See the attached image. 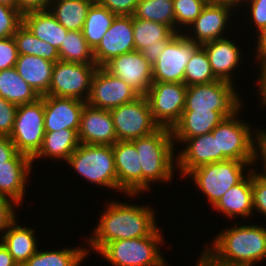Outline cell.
Returning a JSON list of instances; mask_svg holds the SVG:
<instances>
[{"label": "cell", "mask_w": 266, "mask_h": 266, "mask_svg": "<svg viewBox=\"0 0 266 266\" xmlns=\"http://www.w3.org/2000/svg\"><path fill=\"white\" fill-rule=\"evenodd\" d=\"M155 219L148 206L111 202L95 228V236L88 239L90 246L99 251L112 241L149 236L158 228Z\"/></svg>", "instance_id": "6da1fadb"}, {"label": "cell", "mask_w": 266, "mask_h": 266, "mask_svg": "<svg viewBox=\"0 0 266 266\" xmlns=\"http://www.w3.org/2000/svg\"><path fill=\"white\" fill-rule=\"evenodd\" d=\"M208 251L220 261L252 266L266 257V228L253 224L225 229Z\"/></svg>", "instance_id": "7a4b0ae2"}, {"label": "cell", "mask_w": 266, "mask_h": 266, "mask_svg": "<svg viewBox=\"0 0 266 266\" xmlns=\"http://www.w3.org/2000/svg\"><path fill=\"white\" fill-rule=\"evenodd\" d=\"M173 141L172 131L166 127H159L153 133L131 141L142 168V192L150 189L151 182H167L174 177Z\"/></svg>", "instance_id": "3957f363"}, {"label": "cell", "mask_w": 266, "mask_h": 266, "mask_svg": "<svg viewBox=\"0 0 266 266\" xmlns=\"http://www.w3.org/2000/svg\"><path fill=\"white\" fill-rule=\"evenodd\" d=\"M157 228L151 235L106 243L98 252L114 266H166L158 245L163 238Z\"/></svg>", "instance_id": "277c9868"}, {"label": "cell", "mask_w": 266, "mask_h": 266, "mask_svg": "<svg viewBox=\"0 0 266 266\" xmlns=\"http://www.w3.org/2000/svg\"><path fill=\"white\" fill-rule=\"evenodd\" d=\"M67 162L87 181L117 190L112 146L80 143Z\"/></svg>", "instance_id": "5b68a950"}, {"label": "cell", "mask_w": 266, "mask_h": 266, "mask_svg": "<svg viewBox=\"0 0 266 266\" xmlns=\"http://www.w3.org/2000/svg\"><path fill=\"white\" fill-rule=\"evenodd\" d=\"M239 110L231 117L220 122L212 135H217L218 162L225 160H240L253 164L258 158V139L251 137V127L236 118ZM257 141V142H256Z\"/></svg>", "instance_id": "8992f818"}, {"label": "cell", "mask_w": 266, "mask_h": 266, "mask_svg": "<svg viewBox=\"0 0 266 266\" xmlns=\"http://www.w3.org/2000/svg\"><path fill=\"white\" fill-rule=\"evenodd\" d=\"M247 165L250 163L225 160L199 166L191 170L187 176L193 177L197 187L208 196V201L214 206L227 190L248 177L243 173Z\"/></svg>", "instance_id": "52a82bcc"}, {"label": "cell", "mask_w": 266, "mask_h": 266, "mask_svg": "<svg viewBox=\"0 0 266 266\" xmlns=\"http://www.w3.org/2000/svg\"><path fill=\"white\" fill-rule=\"evenodd\" d=\"M44 135V99L19 105L9 136L17 151L33 158L42 147Z\"/></svg>", "instance_id": "ba28073f"}, {"label": "cell", "mask_w": 266, "mask_h": 266, "mask_svg": "<svg viewBox=\"0 0 266 266\" xmlns=\"http://www.w3.org/2000/svg\"><path fill=\"white\" fill-rule=\"evenodd\" d=\"M233 87L230 82L222 80L187 86L184 110H212L231 117L241 106Z\"/></svg>", "instance_id": "9c48e42d"}, {"label": "cell", "mask_w": 266, "mask_h": 266, "mask_svg": "<svg viewBox=\"0 0 266 266\" xmlns=\"http://www.w3.org/2000/svg\"><path fill=\"white\" fill-rule=\"evenodd\" d=\"M97 68L98 66L95 63L82 64L57 61L53 65L47 95L76 98L86 102L90 93L92 78Z\"/></svg>", "instance_id": "30bf717a"}, {"label": "cell", "mask_w": 266, "mask_h": 266, "mask_svg": "<svg viewBox=\"0 0 266 266\" xmlns=\"http://www.w3.org/2000/svg\"><path fill=\"white\" fill-rule=\"evenodd\" d=\"M109 111L118 141H132L147 136L160 127L154 121L149 102L144 95Z\"/></svg>", "instance_id": "8fae6325"}, {"label": "cell", "mask_w": 266, "mask_h": 266, "mask_svg": "<svg viewBox=\"0 0 266 266\" xmlns=\"http://www.w3.org/2000/svg\"><path fill=\"white\" fill-rule=\"evenodd\" d=\"M187 86L184 83L153 82L145 95L154 121L172 129L185 108Z\"/></svg>", "instance_id": "7c38bea8"}, {"label": "cell", "mask_w": 266, "mask_h": 266, "mask_svg": "<svg viewBox=\"0 0 266 266\" xmlns=\"http://www.w3.org/2000/svg\"><path fill=\"white\" fill-rule=\"evenodd\" d=\"M200 45L178 33L152 66L153 82L183 83L186 64Z\"/></svg>", "instance_id": "4fadbf2b"}, {"label": "cell", "mask_w": 266, "mask_h": 266, "mask_svg": "<svg viewBox=\"0 0 266 266\" xmlns=\"http://www.w3.org/2000/svg\"><path fill=\"white\" fill-rule=\"evenodd\" d=\"M140 94L122 79L111 75L103 67L94 72L86 104L111 110L138 98Z\"/></svg>", "instance_id": "5bb4252c"}, {"label": "cell", "mask_w": 266, "mask_h": 266, "mask_svg": "<svg viewBox=\"0 0 266 266\" xmlns=\"http://www.w3.org/2000/svg\"><path fill=\"white\" fill-rule=\"evenodd\" d=\"M103 68L122 79L140 95H146L153 83L152 65L140 51L134 50L112 58Z\"/></svg>", "instance_id": "9a60e30c"}, {"label": "cell", "mask_w": 266, "mask_h": 266, "mask_svg": "<svg viewBox=\"0 0 266 266\" xmlns=\"http://www.w3.org/2000/svg\"><path fill=\"white\" fill-rule=\"evenodd\" d=\"M135 50L131 15H116L101 42L93 50L95 64L103 67L112 58Z\"/></svg>", "instance_id": "2e32d148"}, {"label": "cell", "mask_w": 266, "mask_h": 266, "mask_svg": "<svg viewBox=\"0 0 266 266\" xmlns=\"http://www.w3.org/2000/svg\"><path fill=\"white\" fill-rule=\"evenodd\" d=\"M135 50L153 66L165 46L179 33L168 25L132 16Z\"/></svg>", "instance_id": "e0dca14e"}, {"label": "cell", "mask_w": 266, "mask_h": 266, "mask_svg": "<svg viewBox=\"0 0 266 266\" xmlns=\"http://www.w3.org/2000/svg\"><path fill=\"white\" fill-rule=\"evenodd\" d=\"M112 149L117 189L131 196L142 192V168L135 145L131 141H117Z\"/></svg>", "instance_id": "ac0fdd59"}, {"label": "cell", "mask_w": 266, "mask_h": 266, "mask_svg": "<svg viewBox=\"0 0 266 266\" xmlns=\"http://www.w3.org/2000/svg\"><path fill=\"white\" fill-rule=\"evenodd\" d=\"M45 132L72 129L78 133L81 114L86 102L76 98L44 95Z\"/></svg>", "instance_id": "d6986e66"}, {"label": "cell", "mask_w": 266, "mask_h": 266, "mask_svg": "<svg viewBox=\"0 0 266 266\" xmlns=\"http://www.w3.org/2000/svg\"><path fill=\"white\" fill-rule=\"evenodd\" d=\"M78 138L81 144L109 146L115 144L118 140L110 111L85 104Z\"/></svg>", "instance_id": "ffe728a7"}, {"label": "cell", "mask_w": 266, "mask_h": 266, "mask_svg": "<svg viewBox=\"0 0 266 266\" xmlns=\"http://www.w3.org/2000/svg\"><path fill=\"white\" fill-rule=\"evenodd\" d=\"M173 139L187 143L186 149L181 151L176 163L184 176L199 166L218 162L217 135L208 133L192 138Z\"/></svg>", "instance_id": "44dd1931"}, {"label": "cell", "mask_w": 266, "mask_h": 266, "mask_svg": "<svg viewBox=\"0 0 266 266\" xmlns=\"http://www.w3.org/2000/svg\"><path fill=\"white\" fill-rule=\"evenodd\" d=\"M232 8V6L222 2H208L201 14L191 24L196 36L192 37L186 34V37L198 45L222 38V31L225 30V24L231 15L229 11Z\"/></svg>", "instance_id": "7402d4cb"}, {"label": "cell", "mask_w": 266, "mask_h": 266, "mask_svg": "<svg viewBox=\"0 0 266 266\" xmlns=\"http://www.w3.org/2000/svg\"><path fill=\"white\" fill-rule=\"evenodd\" d=\"M201 46L206 51L215 77L233 84L230 74L238 66L241 58L237 45L230 39L220 38Z\"/></svg>", "instance_id": "603a6c76"}, {"label": "cell", "mask_w": 266, "mask_h": 266, "mask_svg": "<svg viewBox=\"0 0 266 266\" xmlns=\"http://www.w3.org/2000/svg\"><path fill=\"white\" fill-rule=\"evenodd\" d=\"M226 118L212 110H183L180 120L171 129L173 138H192L211 133Z\"/></svg>", "instance_id": "cb8c5ba5"}, {"label": "cell", "mask_w": 266, "mask_h": 266, "mask_svg": "<svg viewBox=\"0 0 266 266\" xmlns=\"http://www.w3.org/2000/svg\"><path fill=\"white\" fill-rule=\"evenodd\" d=\"M54 63L33 55H19L15 63L18 74L40 96L47 95Z\"/></svg>", "instance_id": "d4e9b609"}, {"label": "cell", "mask_w": 266, "mask_h": 266, "mask_svg": "<svg viewBox=\"0 0 266 266\" xmlns=\"http://www.w3.org/2000/svg\"><path fill=\"white\" fill-rule=\"evenodd\" d=\"M248 176L227 190L213 207L228 218L250 216L253 212L252 169L249 170Z\"/></svg>", "instance_id": "484cf974"}, {"label": "cell", "mask_w": 266, "mask_h": 266, "mask_svg": "<svg viewBox=\"0 0 266 266\" xmlns=\"http://www.w3.org/2000/svg\"><path fill=\"white\" fill-rule=\"evenodd\" d=\"M23 24L34 36L55 47L58 51L68 30L61 25L49 10L23 14Z\"/></svg>", "instance_id": "4316f807"}, {"label": "cell", "mask_w": 266, "mask_h": 266, "mask_svg": "<svg viewBox=\"0 0 266 266\" xmlns=\"http://www.w3.org/2000/svg\"><path fill=\"white\" fill-rule=\"evenodd\" d=\"M14 221L2 235L1 243L12 255L18 266H23L37 252L34 229L15 225Z\"/></svg>", "instance_id": "83f0119b"}, {"label": "cell", "mask_w": 266, "mask_h": 266, "mask_svg": "<svg viewBox=\"0 0 266 266\" xmlns=\"http://www.w3.org/2000/svg\"><path fill=\"white\" fill-rule=\"evenodd\" d=\"M53 1H55V3ZM94 1L95 0H51L48 10L68 31H82L89 8ZM52 3H54V5Z\"/></svg>", "instance_id": "f1b7e54d"}, {"label": "cell", "mask_w": 266, "mask_h": 266, "mask_svg": "<svg viewBox=\"0 0 266 266\" xmlns=\"http://www.w3.org/2000/svg\"><path fill=\"white\" fill-rule=\"evenodd\" d=\"M0 96L17 106L33 103L40 98L15 67L0 70Z\"/></svg>", "instance_id": "f546056e"}, {"label": "cell", "mask_w": 266, "mask_h": 266, "mask_svg": "<svg viewBox=\"0 0 266 266\" xmlns=\"http://www.w3.org/2000/svg\"><path fill=\"white\" fill-rule=\"evenodd\" d=\"M79 145L78 133L75 130L63 129L56 132H45L42 147L32 161L43 156L62 158L67 161Z\"/></svg>", "instance_id": "4dcf8cb0"}, {"label": "cell", "mask_w": 266, "mask_h": 266, "mask_svg": "<svg viewBox=\"0 0 266 266\" xmlns=\"http://www.w3.org/2000/svg\"><path fill=\"white\" fill-rule=\"evenodd\" d=\"M32 165H0V195L20 204Z\"/></svg>", "instance_id": "1f68e13d"}, {"label": "cell", "mask_w": 266, "mask_h": 266, "mask_svg": "<svg viewBox=\"0 0 266 266\" xmlns=\"http://www.w3.org/2000/svg\"><path fill=\"white\" fill-rule=\"evenodd\" d=\"M115 13L94 1L89 8L84 26L83 35L89 46L94 50L101 42L102 37L110 28Z\"/></svg>", "instance_id": "d6a6232c"}, {"label": "cell", "mask_w": 266, "mask_h": 266, "mask_svg": "<svg viewBox=\"0 0 266 266\" xmlns=\"http://www.w3.org/2000/svg\"><path fill=\"white\" fill-rule=\"evenodd\" d=\"M19 55H33L56 63L60 60L58 50L49 43L40 40L22 24L13 35Z\"/></svg>", "instance_id": "836d02e7"}, {"label": "cell", "mask_w": 266, "mask_h": 266, "mask_svg": "<svg viewBox=\"0 0 266 266\" xmlns=\"http://www.w3.org/2000/svg\"><path fill=\"white\" fill-rule=\"evenodd\" d=\"M132 16L165 24L177 31L173 0H139Z\"/></svg>", "instance_id": "e575fe53"}, {"label": "cell", "mask_w": 266, "mask_h": 266, "mask_svg": "<svg viewBox=\"0 0 266 266\" xmlns=\"http://www.w3.org/2000/svg\"><path fill=\"white\" fill-rule=\"evenodd\" d=\"M62 61L74 63H95L93 49L84 38L82 31H68L58 51Z\"/></svg>", "instance_id": "d590c367"}, {"label": "cell", "mask_w": 266, "mask_h": 266, "mask_svg": "<svg viewBox=\"0 0 266 266\" xmlns=\"http://www.w3.org/2000/svg\"><path fill=\"white\" fill-rule=\"evenodd\" d=\"M37 250L23 266H79L88 249L71 248L59 251Z\"/></svg>", "instance_id": "8d00e7d4"}, {"label": "cell", "mask_w": 266, "mask_h": 266, "mask_svg": "<svg viewBox=\"0 0 266 266\" xmlns=\"http://www.w3.org/2000/svg\"><path fill=\"white\" fill-rule=\"evenodd\" d=\"M218 80L211 68L205 49L200 45L186 64L183 83L186 86L208 84Z\"/></svg>", "instance_id": "74e56055"}, {"label": "cell", "mask_w": 266, "mask_h": 266, "mask_svg": "<svg viewBox=\"0 0 266 266\" xmlns=\"http://www.w3.org/2000/svg\"><path fill=\"white\" fill-rule=\"evenodd\" d=\"M207 3L206 0H173L175 25L190 27Z\"/></svg>", "instance_id": "f35d334b"}, {"label": "cell", "mask_w": 266, "mask_h": 266, "mask_svg": "<svg viewBox=\"0 0 266 266\" xmlns=\"http://www.w3.org/2000/svg\"><path fill=\"white\" fill-rule=\"evenodd\" d=\"M23 24V15L18 9L0 3V39L13 37Z\"/></svg>", "instance_id": "ab89813d"}, {"label": "cell", "mask_w": 266, "mask_h": 266, "mask_svg": "<svg viewBox=\"0 0 266 266\" xmlns=\"http://www.w3.org/2000/svg\"><path fill=\"white\" fill-rule=\"evenodd\" d=\"M32 158L19 153L10 137L0 136V165H32Z\"/></svg>", "instance_id": "60d3db41"}, {"label": "cell", "mask_w": 266, "mask_h": 266, "mask_svg": "<svg viewBox=\"0 0 266 266\" xmlns=\"http://www.w3.org/2000/svg\"><path fill=\"white\" fill-rule=\"evenodd\" d=\"M252 170V197H253V211L257 210L266 215V173L255 174Z\"/></svg>", "instance_id": "b9f144b4"}, {"label": "cell", "mask_w": 266, "mask_h": 266, "mask_svg": "<svg viewBox=\"0 0 266 266\" xmlns=\"http://www.w3.org/2000/svg\"><path fill=\"white\" fill-rule=\"evenodd\" d=\"M17 107L0 96V136L9 137L12 133Z\"/></svg>", "instance_id": "7bdbcfd3"}, {"label": "cell", "mask_w": 266, "mask_h": 266, "mask_svg": "<svg viewBox=\"0 0 266 266\" xmlns=\"http://www.w3.org/2000/svg\"><path fill=\"white\" fill-rule=\"evenodd\" d=\"M18 49L14 37L0 39V70L15 66L18 59Z\"/></svg>", "instance_id": "ee69618b"}, {"label": "cell", "mask_w": 266, "mask_h": 266, "mask_svg": "<svg viewBox=\"0 0 266 266\" xmlns=\"http://www.w3.org/2000/svg\"><path fill=\"white\" fill-rule=\"evenodd\" d=\"M116 15H133L139 0H95Z\"/></svg>", "instance_id": "f6af8a7d"}, {"label": "cell", "mask_w": 266, "mask_h": 266, "mask_svg": "<svg viewBox=\"0 0 266 266\" xmlns=\"http://www.w3.org/2000/svg\"><path fill=\"white\" fill-rule=\"evenodd\" d=\"M12 202L14 201L0 195V232L3 231L4 233L16 221Z\"/></svg>", "instance_id": "bcb514c9"}, {"label": "cell", "mask_w": 266, "mask_h": 266, "mask_svg": "<svg viewBox=\"0 0 266 266\" xmlns=\"http://www.w3.org/2000/svg\"><path fill=\"white\" fill-rule=\"evenodd\" d=\"M250 13L258 31L266 26V0H250Z\"/></svg>", "instance_id": "7dc6e473"}, {"label": "cell", "mask_w": 266, "mask_h": 266, "mask_svg": "<svg viewBox=\"0 0 266 266\" xmlns=\"http://www.w3.org/2000/svg\"><path fill=\"white\" fill-rule=\"evenodd\" d=\"M51 0H17V9L23 15L32 11H45Z\"/></svg>", "instance_id": "c3c4849f"}, {"label": "cell", "mask_w": 266, "mask_h": 266, "mask_svg": "<svg viewBox=\"0 0 266 266\" xmlns=\"http://www.w3.org/2000/svg\"><path fill=\"white\" fill-rule=\"evenodd\" d=\"M197 265L195 266H244L238 264H231L220 261L219 259L215 258L208 249L205 250V253L202 254L200 257V261H198Z\"/></svg>", "instance_id": "681fc988"}, {"label": "cell", "mask_w": 266, "mask_h": 266, "mask_svg": "<svg viewBox=\"0 0 266 266\" xmlns=\"http://www.w3.org/2000/svg\"><path fill=\"white\" fill-rule=\"evenodd\" d=\"M258 44H257V59L265 60L266 59V26L259 31L258 35Z\"/></svg>", "instance_id": "f907efd6"}, {"label": "cell", "mask_w": 266, "mask_h": 266, "mask_svg": "<svg viewBox=\"0 0 266 266\" xmlns=\"http://www.w3.org/2000/svg\"><path fill=\"white\" fill-rule=\"evenodd\" d=\"M260 68L261 73L259 76V91L261 92L260 95L262 96L261 99L263 100L261 104H266V59L260 61Z\"/></svg>", "instance_id": "816d5d0a"}, {"label": "cell", "mask_w": 266, "mask_h": 266, "mask_svg": "<svg viewBox=\"0 0 266 266\" xmlns=\"http://www.w3.org/2000/svg\"><path fill=\"white\" fill-rule=\"evenodd\" d=\"M0 266H18L6 247L0 242Z\"/></svg>", "instance_id": "f5cc1de1"}, {"label": "cell", "mask_w": 266, "mask_h": 266, "mask_svg": "<svg viewBox=\"0 0 266 266\" xmlns=\"http://www.w3.org/2000/svg\"><path fill=\"white\" fill-rule=\"evenodd\" d=\"M258 138V155L263 158V164L265 165V173H266V132L259 131L256 135ZM260 151V153H259Z\"/></svg>", "instance_id": "db71d44e"}, {"label": "cell", "mask_w": 266, "mask_h": 266, "mask_svg": "<svg viewBox=\"0 0 266 266\" xmlns=\"http://www.w3.org/2000/svg\"><path fill=\"white\" fill-rule=\"evenodd\" d=\"M242 1H247V0H218V2H222V3H225V4H227V5H230V6H234L235 7V5L237 6V4H241V2Z\"/></svg>", "instance_id": "11a10c76"}, {"label": "cell", "mask_w": 266, "mask_h": 266, "mask_svg": "<svg viewBox=\"0 0 266 266\" xmlns=\"http://www.w3.org/2000/svg\"><path fill=\"white\" fill-rule=\"evenodd\" d=\"M0 3L17 9V0H0Z\"/></svg>", "instance_id": "9f6ffc18"}, {"label": "cell", "mask_w": 266, "mask_h": 266, "mask_svg": "<svg viewBox=\"0 0 266 266\" xmlns=\"http://www.w3.org/2000/svg\"><path fill=\"white\" fill-rule=\"evenodd\" d=\"M207 2H218V0H206Z\"/></svg>", "instance_id": "6f0895ef"}]
</instances>
